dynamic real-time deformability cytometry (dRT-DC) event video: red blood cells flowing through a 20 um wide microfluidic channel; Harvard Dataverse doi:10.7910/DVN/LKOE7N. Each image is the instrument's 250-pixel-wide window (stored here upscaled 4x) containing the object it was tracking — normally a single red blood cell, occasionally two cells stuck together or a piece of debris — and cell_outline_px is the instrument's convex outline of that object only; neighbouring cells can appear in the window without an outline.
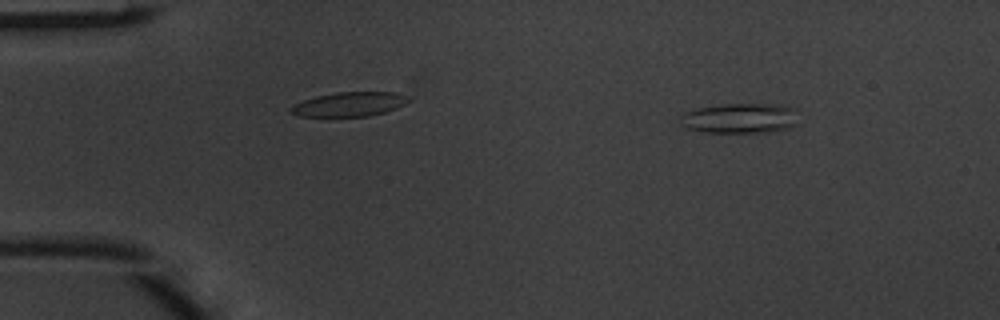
{"species": "common noctule bat (a hibernating species)", "species_latin": "Nyctalus noctula", "temperature_condition": "warm", "stored_images_in_passage": 3, "camera_frame_rate_fps": 3000, "um_per_image_px": 0.085, "animal": {"sex": "male", "body_mass_g": 20.1, "forearm_length_mm": 53.5}, "frame": {"image": 1, "passage_image": 1, "time_ms": 0.0, "image_size_px": [1000, 320], "cell_outline_px": [[796, 124], [788, 128], [764, 132], [704, 132], [688, 128], [680, 124], [680, 116], [688, 112], [700, 108], [724, 104], [784, 104], [796, 108]], "centroid_in_image_um": [62.94, 10.04], "position_along_channel_um": 22.1, "area_um2": 20.58}}